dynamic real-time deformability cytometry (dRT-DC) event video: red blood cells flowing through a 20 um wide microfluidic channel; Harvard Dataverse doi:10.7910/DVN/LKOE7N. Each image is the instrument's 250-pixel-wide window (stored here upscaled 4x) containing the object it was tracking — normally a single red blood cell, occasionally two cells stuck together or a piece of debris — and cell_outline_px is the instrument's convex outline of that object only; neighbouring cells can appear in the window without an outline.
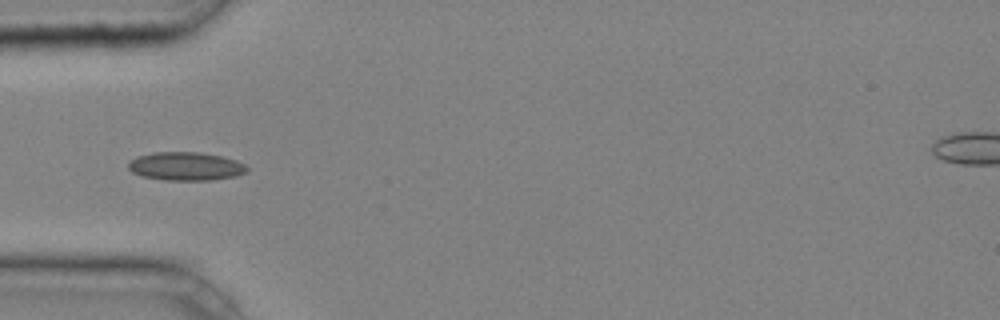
{"species": "common noctule bat (a hibernating species)", "species_latin": "Nyctalus noctula", "temperature_condition": "cold", "stored_images_in_passage": 31, "camera_frame_rate_fps": 3000, "um_per_image_px": 0.085, "animal": {"sex": "male", "body_mass_g": 20.4}, "frame": {"image": 1, "passage_image": 1, "time_ms": 0.0, "image_size_px": [1000, 320], "cell_outline_px": [[248, 172], [236, 176], [212, 180], [164, 180], [144, 176], [132, 172], [128, 168], [128, 164], [136, 156], [152, 152], [200, 152], [220, 156], [236, 160], [244, 164], [248, 168]], "centroid_in_image_um": [15.8, 14.13], "position_along_channel_um": 69.2, "area_um2": 19.65}}
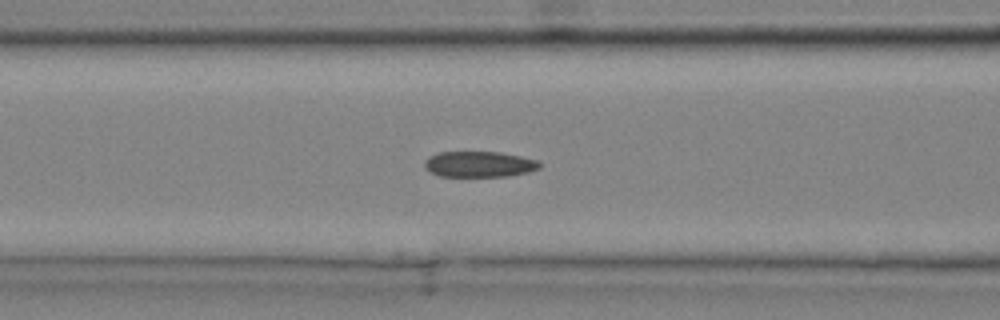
{"frame": {"image": 2, "passage_image": 5, "time_ms": 1.333, "image_size_px": [1000, 320], "cell_outline_px": [[540, 168], [528, 172], [508, 176], [440, 176], [424, 168], [424, 164], [428, 156], [440, 152], [500, 152], [540, 160]], "centroid_in_image_um": [40.75, 13.95], "position_along_channel_um": 125.8, "area_um2": 17.28}, "authors_computed_cell_mechanics": {"area_um2": 17.2822, "velocity_mm_per_s": 4.2599, "shape_relaxation_time_tau1_ms": 11.0871, "shape_relaxation_time_tau2_ms": 3.0727, "deformation_change_tau1": 0.1599, "deformation_change_tau2": 0.0863}}